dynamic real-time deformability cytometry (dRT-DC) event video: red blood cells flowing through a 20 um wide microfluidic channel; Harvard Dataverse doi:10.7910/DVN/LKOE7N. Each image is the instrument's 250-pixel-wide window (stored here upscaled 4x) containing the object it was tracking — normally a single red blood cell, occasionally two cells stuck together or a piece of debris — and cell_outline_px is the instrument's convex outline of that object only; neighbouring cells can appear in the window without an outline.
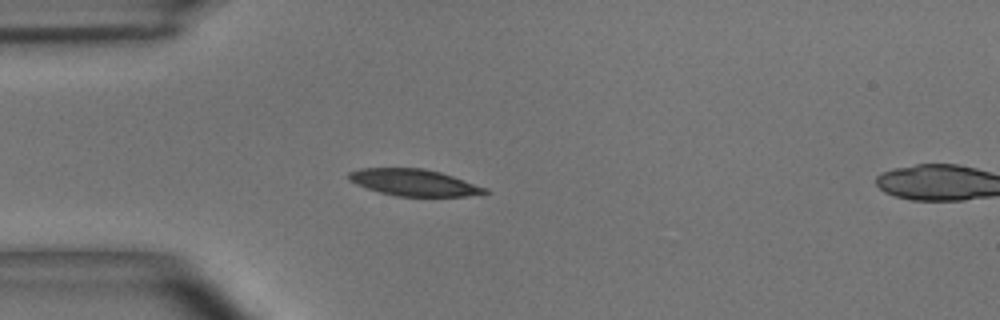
{"species": "common noctule bat (a hibernating species)", "species_latin": "Nyctalus noctula", "temperature_condition": "room temperature", "stored_images_in_passage": 14, "camera_frame_rate_fps": 3000, "um_per_image_px": 0.085, "animal": {"sex": "male", "body_mass_g": 15.6}, "frame": {"image": 1, "passage_image": 12, "time_ms": 3.667, "image_size_px": [1000, 320], "cell_outline_px": [[488, 192], [464, 196], [396, 196], [380, 192], [356, 184], [348, 180], [348, 172], [360, 168], [424, 168], [440, 172], [488, 188]], "centroid_in_image_um": [35.15, 15.5], "position_along_channel_um": 49.9, "area_um2": 20.98}}